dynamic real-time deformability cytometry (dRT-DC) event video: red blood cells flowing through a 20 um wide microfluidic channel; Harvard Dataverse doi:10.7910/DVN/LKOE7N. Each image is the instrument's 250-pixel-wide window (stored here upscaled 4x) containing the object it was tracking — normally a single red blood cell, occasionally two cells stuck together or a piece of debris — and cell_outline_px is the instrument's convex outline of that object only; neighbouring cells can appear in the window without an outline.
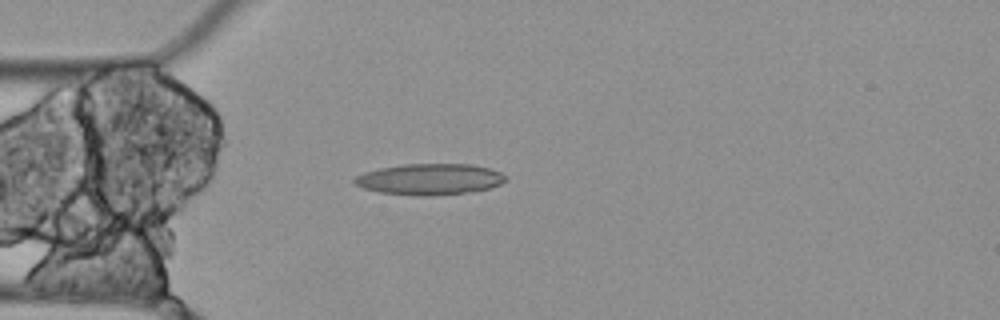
{"species": "Egyptian fruit bat (a non-hibernating species)", "species_latin": "Rousettus aegyptiacus", "temperature_condition": "cold", "stored_images_in_passage": 4, "camera_frame_rate_fps": 3000, "um_per_image_px": 0.085, "animal": {"sex": "female"}, "frame": {"image": 1, "passage_image": 4, "time_ms": 1.0, "image_size_px": [1000, 320], "cell_outline_px": [[508, 180], [500, 184], [488, 188], [464, 192], [428, 196], [416, 196], [380, 192], [364, 188], [356, 184], [352, 180], [356, 176], [364, 172], [380, 168], [404, 164], [472, 164], [488, 168], [500, 172], [508, 176]], "centroid_in_image_um": [36.53, 15.23], "position_along_channel_um": 48.5, "area_um2": 27.28}}